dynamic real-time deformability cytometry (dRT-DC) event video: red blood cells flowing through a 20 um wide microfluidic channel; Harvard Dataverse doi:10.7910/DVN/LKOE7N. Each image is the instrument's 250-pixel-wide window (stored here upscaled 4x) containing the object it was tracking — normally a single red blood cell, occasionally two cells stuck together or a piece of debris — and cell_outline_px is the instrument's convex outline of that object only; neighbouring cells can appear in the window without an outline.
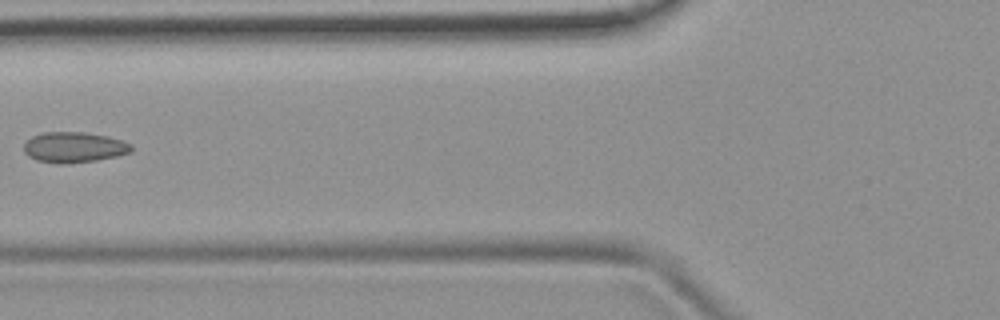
{"species": "common noctule bat (a hibernating species)", "species_latin": "Nyctalus noctula", "temperature_condition": "room temperature", "stored_images_in_passage": 5, "camera_frame_rate_fps": 3000, "um_per_image_px": 0.085, "animal": {"sex": "female", "body_mass_g": 19.9}, "frame": {"image": 1, "passage_image": 5, "time_ms": 5.667, "image_size_px": [1000, 320], "cell_outline_px": [[132, 152], [116, 156], [96, 160], [68, 164], [60, 164], [36, 160], [28, 156], [24, 152], [24, 144], [32, 136], [44, 132], [84, 132], [108, 136], [124, 140], [132, 144]], "centroid_in_image_um": [6.31, 12.52], "position_along_channel_um": 119.5, "area_um2": 19.31}}